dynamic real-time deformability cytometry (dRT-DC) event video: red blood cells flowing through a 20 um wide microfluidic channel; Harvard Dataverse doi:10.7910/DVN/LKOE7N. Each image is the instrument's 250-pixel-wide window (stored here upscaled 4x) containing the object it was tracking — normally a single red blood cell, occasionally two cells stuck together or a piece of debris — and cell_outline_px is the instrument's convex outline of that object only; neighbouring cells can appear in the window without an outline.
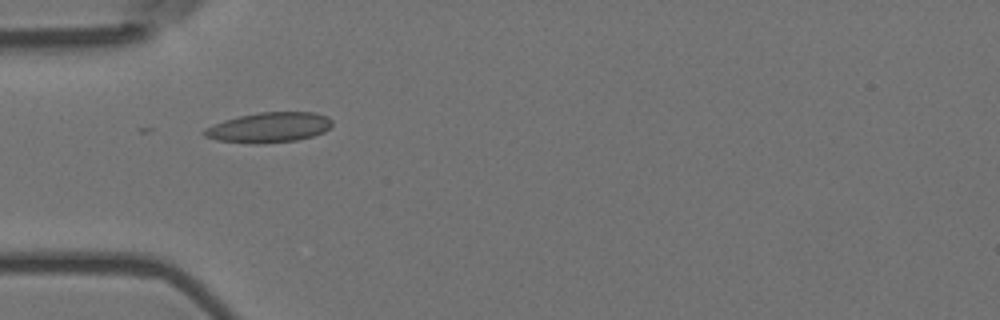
{"species": "Egyptian fruit bat (a non-hibernating species)", "species_latin": "Rousettus aegyptiacus", "temperature_condition": "room temperature", "stored_images_in_passage": 2, "camera_frame_rate_fps": 3000, "um_per_image_px": 0.085, "animal": {"sex": "female"}, "frame": {"image": 1, "passage_image": 1, "time_ms": 0.0, "image_size_px": [1000, 320], "cell_outline_px": [[332, 124], [324, 132], [312, 136], [296, 140], [260, 144], [216, 140], [204, 136], [200, 132], [204, 128], [224, 120], [240, 116], [260, 112], [316, 112], [328, 116], [332, 120]], "centroid_in_image_um": [22.86, 10.83], "position_along_channel_um": 62.1, "area_um2": 22.48}}
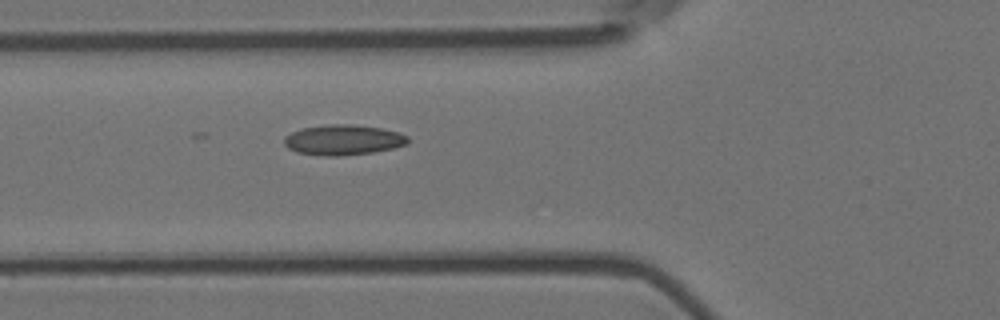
{"frame": {"image": 2, "passage_image": 2, "time_ms": 0.333, "image_size_px": [1000, 320], "cell_outline_px": [[408, 144], [392, 148], [372, 152], [336, 156], [324, 156], [296, 152], [288, 148], [284, 144], [284, 136], [300, 128], [328, 124], [352, 124], [380, 128], [400, 132], [408, 136]], "centroid_in_image_um": [29.15, 11.88], "position_along_channel_um": 96.6, "area_um2": 21.91}}